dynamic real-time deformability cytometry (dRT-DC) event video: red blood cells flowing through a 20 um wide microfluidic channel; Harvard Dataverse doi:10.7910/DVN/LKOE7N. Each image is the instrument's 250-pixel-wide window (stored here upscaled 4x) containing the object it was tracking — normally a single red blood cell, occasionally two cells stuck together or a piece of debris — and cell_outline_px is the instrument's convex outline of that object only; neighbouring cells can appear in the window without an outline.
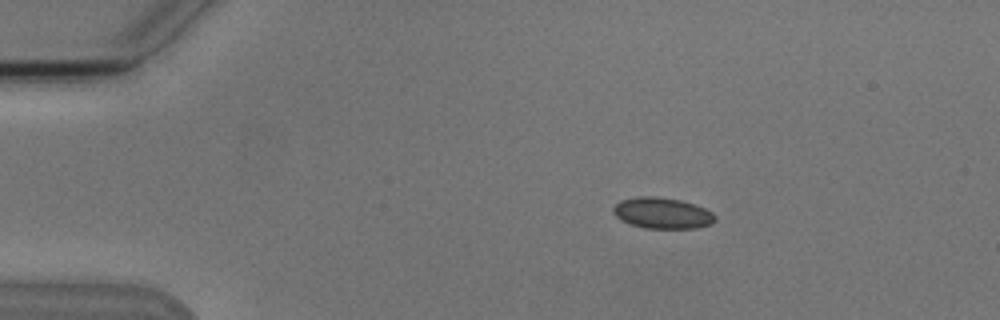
{"species": "Egyptian fruit bat (a non-hibernating species)", "species_latin": "Rousettus aegyptiacus", "temperature_condition": "cold", "stored_images_in_passage": 7, "segment_of_instrument_passage": [1, 2], "camera_frame_rate_fps": 3000, "um_per_image_px": 0.085, "animal": {"sex": "male"}, "frame": {"image": 1, "passage_image": 4, "time_ms": 3.333, "image_size_px": [1000, 320], "cell_outline_px": [[716, 220], [712, 224], [696, 228], [644, 228], [620, 220], [612, 212], [612, 208], [620, 200], [640, 196], [656, 196], [680, 200], [704, 208], [712, 212], [716, 216]], "centroid_in_image_um": [56.29, 18.11], "position_along_channel_um": 28.7, "area_um2": 18.44}}